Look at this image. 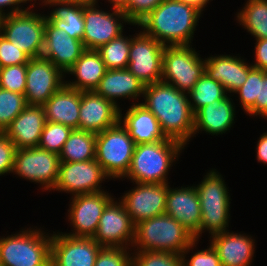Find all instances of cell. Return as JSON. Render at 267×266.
I'll return each mask as SVG.
<instances>
[{"instance_id":"cell-1","label":"cell","mask_w":267,"mask_h":266,"mask_svg":"<svg viewBox=\"0 0 267 266\" xmlns=\"http://www.w3.org/2000/svg\"><path fill=\"white\" fill-rule=\"evenodd\" d=\"M187 96L188 93L160 81L145 85V102L141 103L156 117L166 138L184 146L193 137L194 131V113Z\"/></svg>"},{"instance_id":"cell-2","label":"cell","mask_w":267,"mask_h":266,"mask_svg":"<svg viewBox=\"0 0 267 266\" xmlns=\"http://www.w3.org/2000/svg\"><path fill=\"white\" fill-rule=\"evenodd\" d=\"M202 11L183 1L163 0L137 25L164 46L190 45Z\"/></svg>"},{"instance_id":"cell-3","label":"cell","mask_w":267,"mask_h":266,"mask_svg":"<svg viewBox=\"0 0 267 266\" xmlns=\"http://www.w3.org/2000/svg\"><path fill=\"white\" fill-rule=\"evenodd\" d=\"M194 235L167 214L135 224L132 247L141 251H162L181 255L195 241Z\"/></svg>"},{"instance_id":"cell-4","label":"cell","mask_w":267,"mask_h":266,"mask_svg":"<svg viewBox=\"0 0 267 266\" xmlns=\"http://www.w3.org/2000/svg\"><path fill=\"white\" fill-rule=\"evenodd\" d=\"M184 147L180 142L169 138L135 145L131 165L125 177L135 183L168 184V171Z\"/></svg>"},{"instance_id":"cell-5","label":"cell","mask_w":267,"mask_h":266,"mask_svg":"<svg viewBox=\"0 0 267 266\" xmlns=\"http://www.w3.org/2000/svg\"><path fill=\"white\" fill-rule=\"evenodd\" d=\"M27 229L0 238L1 266H51V236Z\"/></svg>"},{"instance_id":"cell-6","label":"cell","mask_w":267,"mask_h":266,"mask_svg":"<svg viewBox=\"0 0 267 266\" xmlns=\"http://www.w3.org/2000/svg\"><path fill=\"white\" fill-rule=\"evenodd\" d=\"M195 188L201 207L200 231L194 236L198 241L203 230L209 231L211 236L227 230L231 199L221 174L216 172L215 169L207 173Z\"/></svg>"},{"instance_id":"cell-7","label":"cell","mask_w":267,"mask_h":266,"mask_svg":"<svg viewBox=\"0 0 267 266\" xmlns=\"http://www.w3.org/2000/svg\"><path fill=\"white\" fill-rule=\"evenodd\" d=\"M134 148V140L119 122L96 134L95 160L108 179L124 178L130 168Z\"/></svg>"},{"instance_id":"cell-8","label":"cell","mask_w":267,"mask_h":266,"mask_svg":"<svg viewBox=\"0 0 267 266\" xmlns=\"http://www.w3.org/2000/svg\"><path fill=\"white\" fill-rule=\"evenodd\" d=\"M30 9L2 16L0 34L30 58H33L42 55L47 18L44 15L33 13Z\"/></svg>"},{"instance_id":"cell-9","label":"cell","mask_w":267,"mask_h":266,"mask_svg":"<svg viewBox=\"0 0 267 266\" xmlns=\"http://www.w3.org/2000/svg\"><path fill=\"white\" fill-rule=\"evenodd\" d=\"M204 73L205 61L190 45L165 46L162 82L189 93Z\"/></svg>"},{"instance_id":"cell-10","label":"cell","mask_w":267,"mask_h":266,"mask_svg":"<svg viewBox=\"0 0 267 266\" xmlns=\"http://www.w3.org/2000/svg\"><path fill=\"white\" fill-rule=\"evenodd\" d=\"M59 167V154L37 146L16 150L12 173L40 183L45 190H53L57 183Z\"/></svg>"},{"instance_id":"cell-11","label":"cell","mask_w":267,"mask_h":266,"mask_svg":"<svg viewBox=\"0 0 267 266\" xmlns=\"http://www.w3.org/2000/svg\"><path fill=\"white\" fill-rule=\"evenodd\" d=\"M165 46L144 32L131 38L127 69L145 85L162 80Z\"/></svg>"},{"instance_id":"cell-12","label":"cell","mask_w":267,"mask_h":266,"mask_svg":"<svg viewBox=\"0 0 267 266\" xmlns=\"http://www.w3.org/2000/svg\"><path fill=\"white\" fill-rule=\"evenodd\" d=\"M96 6L83 5L85 25L82 42L87 50H98L102 45L119 37L123 33V21L131 24L122 10L112 8L110 13L98 10Z\"/></svg>"},{"instance_id":"cell-13","label":"cell","mask_w":267,"mask_h":266,"mask_svg":"<svg viewBox=\"0 0 267 266\" xmlns=\"http://www.w3.org/2000/svg\"><path fill=\"white\" fill-rule=\"evenodd\" d=\"M64 73L43 56L27 63L25 100L27 105L43 106L64 84Z\"/></svg>"},{"instance_id":"cell-14","label":"cell","mask_w":267,"mask_h":266,"mask_svg":"<svg viewBox=\"0 0 267 266\" xmlns=\"http://www.w3.org/2000/svg\"><path fill=\"white\" fill-rule=\"evenodd\" d=\"M107 177L95 159L84 162H60L57 183L53 189L72 193L73 196L97 193L104 191L100 189V183Z\"/></svg>"},{"instance_id":"cell-15","label":"cell","mask_w":267,"mask_h":266,"mask_svg":"<svg viewBox=\"0 0 267 266\" xmlns=\"http://www.w3.org/2000/svg\"><path fill=\"white\" fill-rule=\"evenodd\" d=\"M134 229L135 224L123 202H117L112 198L103 210L98 228L92 238L102 247L127 248L130 243V245L133 243Z\"/></svg>"},{"instance_id":"cell-16","label":"cell","mask_w":267,"mask_h":266,"mask_svg":"<svg viewBox=\"0 0 267 266\" xmlns=\"http://www.w3.org/2000/svg\"><path fill=\"white\" fill-rule=\"evenodd\" d=\"M51 236V266H94L102 246L92 237Z\"/></svg>"},{"instance_id":"cell-17","label":"cell","mask_w":267,"mask_h":266,"mask_svg":"<svg viewBox=\"0 0 267 266\" xmlns=\"http://www.w3.org/2000/svg\"><path fill=\"white\" fill-rule=\"evenodd\" d=\"M137 186L124 193L123 205L134 224L165 214L168 184L135 183Z\"/></svg>"},{"instance_id":"cell-18","label":"cell","mask_w":267,"mask_h":266,"mask_svg":"<svg viewBox=\"0 0 267 266\" xmlns=\"http://www.w3.org/2000/svg\"><path fill=\"white\" fill-rule=\"evenodd\" d=\"M69 212L70 224L74 232L65 233L74 237H93L107 203L112 199L108 192L80 194L72 196Z\"/></svg>"},{"instance_id":"cell-19","label":"cell","mask_w":267,"mask_h":266,"mask_svg":"<svg viewBox=\"0 0 267 266\" xmlns=\"http://www.w3.org/2000/svg\"><path fill=\"white\" fill-rule=\"evenodd\" d=\"M95 91L81 92L79 130L101 133L120 121V107Z\"/></svg>"},{"instance_id":"cell-20","label":"cell","mask_w":267,"mask_h":266,"mask_svg":"<svg viewBox=\"0 0 267 266\" xmlns=\"http://www.w3.org/2000/svg\"><path fill=\"white\" fill-rule=\"evenodd\" d=\"M85 50L81 40L71 38L64 30L55 28L46 19L44 48L41 56L50 60L66 74Z\"/></svg>"},{"instance_id":"cell-21","label":"cell","mask_w":267,"mask_h":266,"mask_svg":"<svg viewBox=\"0 0 267 266\" xmlns=\"http://www.w3.org/2000/svg\"><path fill=\"white\" fill-rule=\"evenodd\" d=\"M165 214L177 220L195 236L201 225L200 200L195 186L172 189L168 185Z\"/></svg>"},{"instance_id":"cell-22","label":"cell","mask_w":267,"mask_h":266,"mask_svg":"<svg viewBox=\"0 0 267 266\" xmlns=\"http://www.w3.org/2000/svg\"><path fill=\"white\" fill-rule=\"evenodd\" d=\"M46 123L42 106L27 105L3 132L16 149L37 147Z\"/></svg>"},{"instance_id":"cell-23","label":"cell","mask_w":267,"mask_h":266,"mask_svg":"<svg viewBox=\"0 0 267 266\" xmlns=\"http://www.w3.org/2000/svg\"><path fill=\"white\" fill-rule=\"evenodd\" d=\"M205 61V73L218 81L226 92L235 93L248 78L249 71L253 68L244 62V59L230 55H216Z\"/></svg>"},{"instance_id":"cell-24","label":"cell","mask_w":267,"mask_h":266,"mask_svg":"<svg viewBox=\"0 0 267 266\" xmlns=\"http://www.w3.org/2000/svg\"><path fill=\"white\" fill-rule=\"evenodd\" d=\"M211 245L217 251L222 266H249L254 254V240L244 234L228 230L210 236Z\"/></svg>"},{"instance_id":"cell-25","label":"cell","mask_w":267,"mask_h":266,"mask_svg":"<svg viewBox=\"0 0 267 266\" xmlns=\"http://www.w3.org/2000/svg\"><path fill=\"white\" fill-rule=\"evenodd\" d=\"M121 112L122 110L120 109L119 122L129 132L135 145L154 143L167 139L156 117L141 103H133L124 115V118Z\"/></svg>"},{"instance_id":"cell-26","label":"cell","mask_w":267,"mask_h":266,"mask_svg":"<svg viewBox=\"0 0 267 266\" xmlns=\"http://www.w3.org/2000/svg\"><path fill=\"white\" fill-rule=\"evenodd\" d=\"M81 91L64 84L42 106L46 121L61 123L72 129L79 127Z\"/></svg>"},{"instance_id":"cell-27","label":"cell","mask_w":267,"mask_h":266,"mask_svg":"<svg viewBox=\"0 0 267 266\" xmlns=\"http://www.w3.org/2000/svg\"><path fill=\"white\" fill-rule=\"evenodd\" d=\"M230 99L226 96L203 106L194 113L193 137L199 130L211 135L223 134L230 130L235 118V106Z\"/></svg>"},{"instance_id":"cell-28","label":"cell","mask_w":267,"mask_h":266,"mask_svg":"<svg viewBox=\"0 0 267 266\" xmlns=\"http://www.w3.org/2000/svg\"><path fill=\"white\" fill-rule=\"evenodd\" d=\"M145 84L136 78L127 68L106 70L95 92L113 102L116 98L138 99L144 93Z\"/></svg>"},{"instance_id":"cell-29","label":"cell","mask_w":267,"mask_h":266,"mask_svg":"<svg viewBox=\"0 0 267 266\" xmlns=\"http://www.w3.org/2000/svg\"><path fill=\"white\" fill-rule=\"evenodd\" d=\"M106 70L100 53L97 50L86 49L66 72L76 76V80L74 82L65 81V84L81 92L95 91Z\"/></svg>"},{"instance_id":"cell-30","label":"cell","mask_w":267,"mask_h":266,"mask_svg":"<svg viewBox=\"0 0 267 266\" xmlns=\"http://www.w3.org/2000/svg\"><path fill=\"white\" fill-rule=\"evenodd\" d=\"M46 5L57 7L47 16V20L57 29L64 30L73 39L81 40L84 36L83 5L61 0H43Z\"/></svg>"},{"instance_id":"cell-31","label":"cell","mask_w":267,"mask_h":266,"mask_svg":"<svg viewBox=\"0 0 267 266\" xmlns=\"http://www.w3.org/2000/svg\"><path fill=\"white\" fill-rule=\"evenodd\" d=\"M96 134L73 129L59 154L60 162H84L95 159Z\"/></svg>"},{"instance_id":"cell-32","label":"cell","mask_w":267,"mask_h":266,"mask_svg":"<svg viewBox=\"0 0 267 266\" xmlns=\"http://www.w3.org/2000/svg\"><path fill=\"white\" fill-rule=\"evenodd\" d=\"M237 21L255 39H267V0H248L238 12Z\"/></svg>"},{"instance_id":"cell-33","label":"cell","mask_w":267,"mask_h":266,"mask_svg":"<svg viewBox=\"0 0 267 266\" xmlns=\"http://www.w3.org/2000/svg\"><path fill=\"white\" fill-rule=\"evenodd\" d=\"M226 94L225 88L218 81L204 73L188 93L192 100H189L192 112L195 113L203 106L225 98Z\"/></svg>"},{"instance_id":"cell-34","label":"cell","mask_w":267,"mask_h":266,"mask_svg":"<svg viewBox=\"0 0 267 266\" xmlns=\"http://www.w3.org/2000/svg\"><path fill=\"white\" fill-rule=\"evenodd\" d=\"M131 38L124 37L123 33L102 45L97 51L100 53L107 70L125 69L129 64Z\"/></svg>"},{"instance_id":"cell-35","label":"cell","mask_w":267,"mask_h":266,"mask_svg":"<svg viewBox=\"0 0 267 266\" xmlns=\"http://www.w3.org/2000/svg\"><path fill=\"white\" fill-rule=\"evenodd\" d=\"M26 106L23 94L0 88V132H4Z\"/></svg>"},{"instance_id":"cell-36","label":"cell","mask_w":267,"mask_h":266,"mask_svg":"<svg viewBox=\"0 0 267 266\" xmlns=\"http://www.w3.org/2000/svg\"><path fill=\"white\" fill-rule=\"evenodd\" d=\"M72 130V128L61 123L46 121L38 147L60 154Z\"/></svg>"},{"instance_id":"cell-37","label":"cell","mask_w":267,"mask_h":266,"mask_svg":"<svg viewBox=\"0 0 267 266\" xmlns=\"http://www.w3.org/2000/svg\"><path fill=\"white\" fill-rule=\"evenodd\" d=\"M132 266H183V263L179 254L137 250L132 255Z\"/></svg>"},{"instance_id":"cell-38","label":"cell","mask_w":267,"mask_h":266,"mask_svg":"<svg viewBox=\"0 0 267 266\" xmlns=\"http://www.w3.org/2000/svg\"><path fill=\"white\" fill-rule=\"evenodd\" d=\"M27 64L0 68V88L25 93Z\"/></svg>"},{"instance_id":"cell-39","label":"cell","mask_w":267,"mask_h":266,"mask_svg":"<svg viewBox=\"0 0 267 266\" xmlns=\"http://www.w3.org/2000/svg\"><path fill=\"white\" fill-rule=\"evenodd\" d=\"M127 249L129 247H102L94 266H132V256Z\"/></svg>"},{"instance_id":"cell-40","label":"cell","mask_w":267,"mask_h":266,"mask_svg":"<svg viewBox=\"0 0 267 266\" xmlns=\"http://www.w3.org/2000/svg\"><path fill=\"white\" fill-rule=\"evenodd\" d=\"M239 94L242 108L247 112L259 99V69L252 68L244 84L235 92Z\"/></svg>"},{"instance_id":"cell-41","label":"cell","mask_w":267,"mask_h":266,"mask_svg":"<svg viewBox=\"0 0 267 266\" xmlns=\"http://www.w3.org/2000/svg\"><path fill=\"white\" fill-rule=\"evenodd\" d=\"M196 241L197 240L190 244L181 254L183 266H222L217 251L211 244L209 248L197 251L189 260H186V253L188 254L190 249H193L197 243Z\"/></svg>"},{"instance_id":"cell-42","label":"cell","mask_w":267,"mask_h":266,"mask_svg":"<svg viewBox=\"0 0 267 266\" xmlns=\"http://www.w3.org/2000/svg\"><path fill=\"white\" fill-rule=\"evenodd\" d=\"M30 57L0 34V68L27 64Z\"/></svg>"},{"instance_id":"cell-43","label":"cell","mask_w":267,"mask_h":266,"mask_svg":"<svg viewBox=\"0 0 267 266\" xmlns=\"http://www.w3.org/2000/svg\"><path fill=\"white\" fill-rule=\"evenodd\" d=\"M162 2L163 0H130L123 12L129 22L136 26Z\"/></svg>"},{"instance_id":"cell-44","label":"cell","mask_w":267,"mask_h":266,"mask_svg":"<svg viewBox=\"0 0 267 266\" xmlns=\"http://www.w3.org/2000/svg\"><path fill=\"white\" fill-rule=\"evenodd\" d=\"M16 150L14 143L0 132V176L12 172Z\"/></svg>"},{"instance_id":"cell-45","label":"cell","mask_w":267,"mask_h":266,"mask_svg":"<svg viewBox=\"0 0 267 266\" xmlns=\"http://www.w3.org/2000/svg\"><path fill=\"white\" fill-rule=\"evenodd\" d=\"M246 113L267 118V71L259 69V99Z\"/></svg>"},{"instance_id":"cell-46","label":"cell","mask_w":267,"mask_h":266,"mask_svg":"<svg viewBox=\"0 0 267 266\" xmlns=\"http://www.w3.org/2000/svg\"><path fill=\"white\" fill-rule=\"evenodd\" d=\"M254 68L267 71V39H256Z\"/></svg>"},{"instance_id":"cell-47","label":"cell","mask_w":267,"mask_h":266,"mask_svg":"<svg viewBox=\"0 0 267 266\" xmlns=\"http://www.w3.org/2000/svg\"><path fill=\"white\" fill-rule=\"evenodd\" d=\"M27 1L29 2V1H33V0H0V17L7 15V13L3 12L5 10H2V8L4 9V7H6V6L7 7L13 6L12 9H10V12H8V14H14V13L22 12V11H25L29 8L34 7V5L32 4L31 7L29 6L25 9H21L22 7H20L21 5H19V4L26 3Z\"/></svg>"},{"instance_id":"cell-48","label":"cell","mask_w":267,"mask_h":266,"mask_svg":"<svg viewBox=\"0 0 267 266\" xmlns=\"http://www.w3.org/2000/svg\"><path fill=\"white\" fill-rule=\"evenodd\" d=\"M256 149H257L256 154H257L258 162L267 164V133L266 132L260 136Z\"/></svg>"},{"instance_id":"cell-49","label":"cell","mask_w":267,"mask_h":266,"mask_svg":"<svg viewBox=\"0 0 267 266\" xmlns=\"http://www.w3.org/2000/svg\"><path fill=\"white\" fill-rule=\"evenodd\" d=\"M176 1H183L187 4H191L195 7H197L198 9H200L201 11H203V8H205V6L207 5V3L210 0H176Z\"/></svg>"},{"instance_id":"cell-50","label":"cell","mask_w":267,"mask_h":266,"mask_svg":"<svg viewBox=\"0 0 267 266\" xmlns=\"http://www.w3.org/2000/svg\"><path fill=\"white\" fill-rule=\"evenodd\" d=\"M112 4V8L124 10L128 5L130 0H108Z\"/></svg>"},{"instance_id":"cell-51","label":"cell","mask_w":267,"mask_h":266,"mask_svg":"<svg viewBox=\"0 0 267 266\" xmlns=\"http://www.w3.org/2000/svg\"><path fill=\"white\" fill-rule=\"evenodd\" d=\"M61 1L81 4V5H91L97 3V0H61Z\"/></svg>"}]
</instances>
